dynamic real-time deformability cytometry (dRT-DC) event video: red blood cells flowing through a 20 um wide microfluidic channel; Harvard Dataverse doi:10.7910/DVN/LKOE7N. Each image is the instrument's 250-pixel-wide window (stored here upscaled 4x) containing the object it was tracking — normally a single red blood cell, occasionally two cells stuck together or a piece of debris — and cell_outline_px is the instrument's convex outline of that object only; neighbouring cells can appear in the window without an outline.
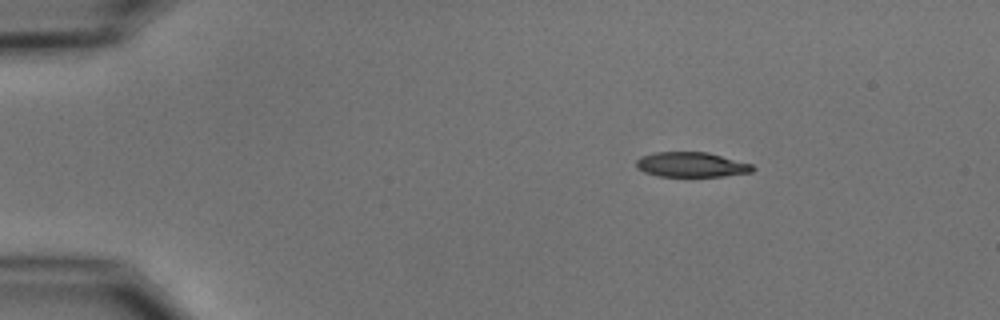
{"species": "common noctule bat (a hibernating species)", "species_latin": "Nyctalus noctula", "temperature_condition": "cold", "stored_images_in_passage": 4, "camera_frame_rate_fps": 3000, "um_per_image_px": 0.085, "animal": {"sex": "male", "body_mass_g": 15.6}, "frame": {"image": 1, "passage_image": 1, "time_ms": 0.0, "image_size_px": [1000, 320], "cell_outline_px": [[756, 168], [752, 172], [724, 176], [656, 176], [644, 172], [636, 168], [636, 160], [640, 156], [652, 152], [708, 152], [752, 164]], "centroid_in_image_um": [58.74, 13.99], "position_along_channel_um": 26.3, "area_um2": 17.05}}
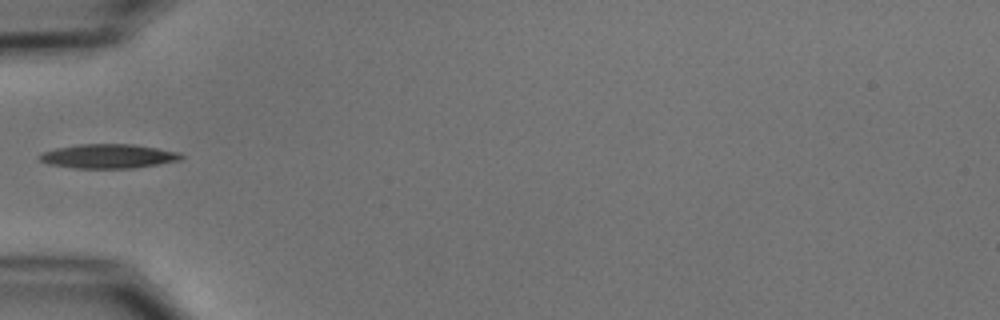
{"frame": {"image": 2, "passage_image": 4, "time_ms": 3.333, "image_size_px": [1000, 320], "cell_outline_px": [[184, 156], [180, 160], [160, 164], [136, 168], [72, 168], [48, 164], [40, 160], [40, 156], [44, 152], [56, 148], [80, 144], [132, 144], [180, 152]], "centroid_in_image_um": [9.24, 13.28], "position_along_channel_um": 75.8, "area_um2": 19.94}}